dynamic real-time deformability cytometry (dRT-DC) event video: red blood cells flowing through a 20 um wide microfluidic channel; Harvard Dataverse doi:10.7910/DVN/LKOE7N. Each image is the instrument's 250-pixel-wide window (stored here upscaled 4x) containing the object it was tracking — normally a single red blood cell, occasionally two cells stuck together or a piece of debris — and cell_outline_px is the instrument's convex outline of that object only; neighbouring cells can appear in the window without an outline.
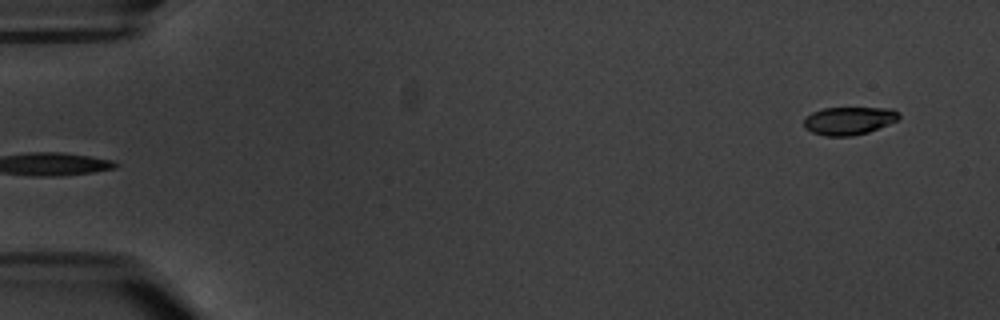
{"species": "common noctule bat (a hibernating species)", "species_latin": "Nyctalus noctula", "temperature_condition": "warm", "stored_images_in_passage": 6, "segment_of_instrument_passage": [2, 2], "camera_frame_rate_fps": 3000, "um_per_image_px": 0.085, "animal": {"sex": "male", "body_mass_g": 20.1, "forearm_length_mm": 53.5}, "frame": {"image": 1, "passage_image": 6, "time_ms": 6.667, "image_size_px": [1000, 320], "cell_outline_px": [[900, 116], [896, 120], [888, 124], [868, 132], [852, 136], [824, 136], [812, 132], [804, 128], [804, 116], [812, 112], [824, 108], [892, 108], [900, 112]], "centroid_in_image_um": [72.13, 10.26], "position_along_channel_um": 12.9, "area_um2": 15.55}}